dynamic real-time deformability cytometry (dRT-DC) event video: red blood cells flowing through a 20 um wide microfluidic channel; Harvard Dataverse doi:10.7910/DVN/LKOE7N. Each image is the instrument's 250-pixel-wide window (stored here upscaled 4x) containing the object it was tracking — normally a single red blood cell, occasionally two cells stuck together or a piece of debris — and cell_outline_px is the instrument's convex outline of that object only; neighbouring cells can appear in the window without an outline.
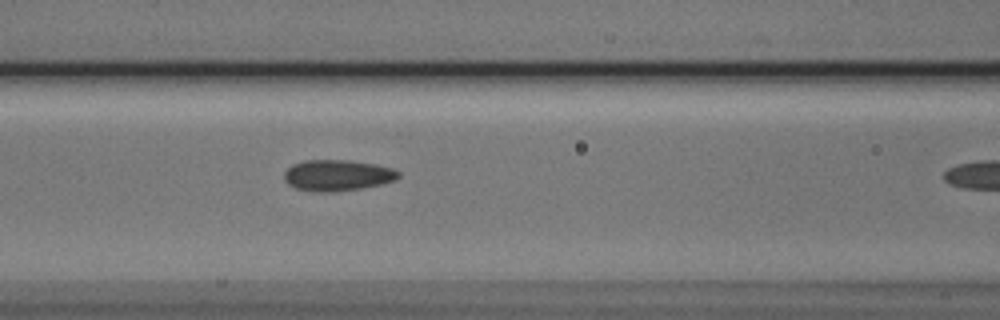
{"species": "Egyptian fruit bat (a non-hibernating species)", "species_latin": "Rousettus aegyptiacus", "temperature_condition": "cold", "stored_images_in_passage": 10, "camera_frame_rate_fps": 3000, "um_per_image_px": 0.085, "animal": {"sex": "male"}, "frame": {"image": 1, "passage_image": 9, "time_ms": 2.667, "image_size_px": [1000, 320], "cell_outline_px": [[400, 176], [396, 180], [380, 184], [360, 188], [336, 192], [316, 192], [296, 188], [288, 184], [284, 180], [284, 172], [292, 164], [304, 160], [348, 160], [376, 164], [392, 168], [400, 172]], "centroid_in_image_um": [28.67, 14.9], "position_along_channel_um": 137.9, "area_um2": 20.81}}